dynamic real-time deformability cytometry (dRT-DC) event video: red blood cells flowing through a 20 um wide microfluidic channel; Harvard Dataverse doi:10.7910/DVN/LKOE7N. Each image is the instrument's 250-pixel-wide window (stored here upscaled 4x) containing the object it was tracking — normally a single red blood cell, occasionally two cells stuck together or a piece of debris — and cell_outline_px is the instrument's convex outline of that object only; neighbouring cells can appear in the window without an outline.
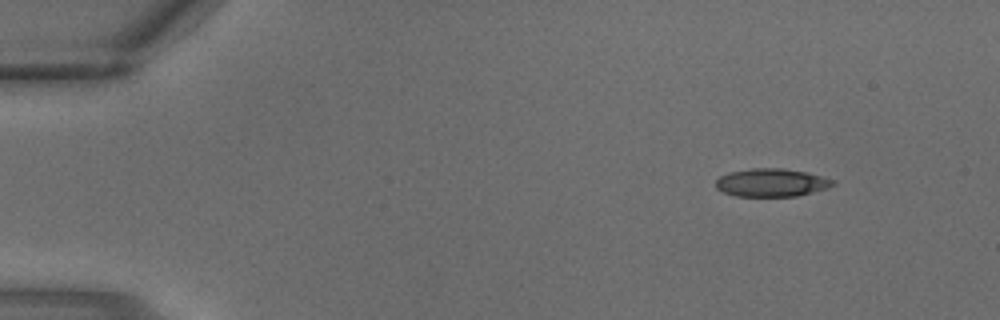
{"species": "common noctule bat (a hibernating species)", "species_latin": "Nyctalus noctula", "temperature_condition": "warm", "stored_images_in_passage": 2, "camera_frame_rate_fps": 3000, "um_per_image_px": 0.085, "animal": {"sex": "male", "body_mass_g": 18.8}, "frame": {"image": 1, "passage_image": 1, "time_ms": 0.0, "image_size_px": [1000, 320], "cell_outline_px": [[836, 184], [828, 188], [796, 196], [736, 196], [724, 192], [716, 188], [716, 180], [720, 176], [728, 172], [752, 168], [784, 168], [804, 172], [820, 176], [832, 180]], "centroid_in_image_um": [65.54, 15.52], "position_along_channel_um": 19.5, "area_um2": 19.02}}